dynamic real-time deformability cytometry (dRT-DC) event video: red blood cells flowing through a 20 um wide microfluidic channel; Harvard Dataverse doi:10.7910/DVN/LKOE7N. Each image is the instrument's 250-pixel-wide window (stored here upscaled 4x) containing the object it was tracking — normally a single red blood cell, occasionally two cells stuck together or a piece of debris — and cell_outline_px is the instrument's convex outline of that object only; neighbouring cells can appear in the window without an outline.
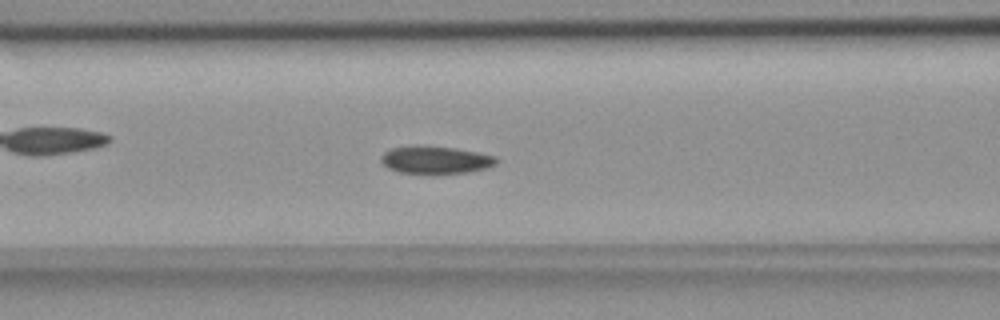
{"species": "common noctule bat (a hibernating species)", "species_latin": "Nyctalus noctula", "temperature_condition": "room temperature", "stored_images_in_passage": 47, "camera_frame_rate_fps": 3000, "um_per_image_px": 0.085, "animal": {"sex": "female", "body_mass_g": 18.4}, "frame": {"image": 1, "passage_image": 22, "time_ms": 7.0, "image_size_px": [1000, 320], "cell_outline_px": [[500, 160], [496, 164], [488, 168], [468, 172], [400, 172], [388, 168], [380, 160], [380, 156], [388, 148], [412, 144], [424, 144], [456, 148], [496, 156]], "centroid_in_image_um": [37.0, 13.54], "position_along_channel_um": 129.6, "area_um2": 18.73}}
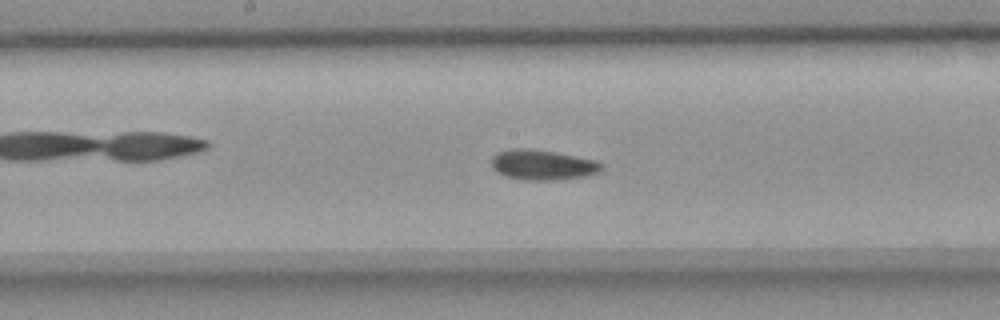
{"frame": {"image": 2, "passage_image": 28, "time_ms": 9.0, "image_size_px": [1000, 320], "cell_outline_px": [[604, 168], [600, 172], [584, 176], [560, 180], [520, 180], [504, 176], [496, 172], [492, 168], [492, 156], [496, 152], [508, 148], [532, 148], [556, 152], [596, 160], [604, 164]], "centroid_in_image_um": [46.1, 14.01], "position_along_channel_um": 202.1, "area_um2": 19.88}}
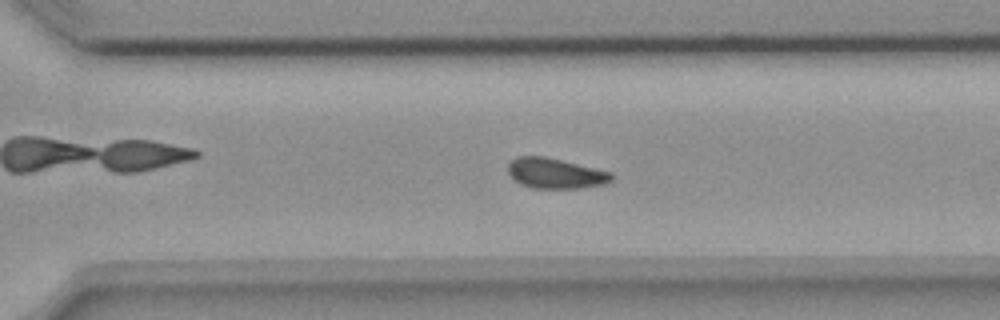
{"frame": {"image": 3, "passage_image": 38, "time_ms": 12.333, "image_size_px": [1000, 320], "cell_outline_px": [[612, 180], [604, 184], [580, 188], [532, 188], [520, 184], [508, 172], [508, 164], [516, 156], [544, 156], [612, 172]], "centroid_in_image_um": [47.2, 14.73], "position_along_channel_um": 323.4, "area_um2": 18.15}, "authors_computed_cell_mechanics": {"area_um2": 18.9006, "velocity_mm_per_s": 3.6368, "shape_relaxation_time_tau1_ms": null, "shape_relaxation_time_tau2_ms": 11.1149, "deformation_change_tau1": null, "deformation_change_tau2": 0.1191}}